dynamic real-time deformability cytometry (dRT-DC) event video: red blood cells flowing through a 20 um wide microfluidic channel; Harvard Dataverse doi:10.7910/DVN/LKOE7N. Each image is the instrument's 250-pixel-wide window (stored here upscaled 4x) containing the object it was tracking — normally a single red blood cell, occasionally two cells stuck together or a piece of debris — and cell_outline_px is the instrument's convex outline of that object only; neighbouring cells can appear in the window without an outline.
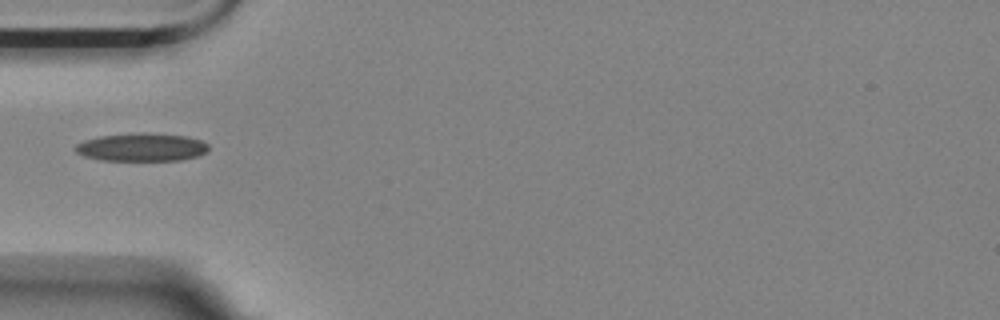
{"species": "Egyptian fruit bat (a non-hibernating species)", "species_latin": "Rousettus aegyptiacus", "temperature_condition": "room temperature", "stored_images_in_passage": 2, "camera_frame_rate_fps": 3000, "um_per_image_px": 0.085, "animal": {"sex": "female"}, "frame": {"image": 1, "passage_image": 1, "time_ms": 0.0, "image_size_px": [1000, 320], "cell_outline_px": [[208, 152], [196, 156], [180, 160], [100, 160], [84, 156], [76, 152], [76, 144], [84, 140], [100, 136], [140, 132], [188, 136], [200, 140], [208, 144]], "centroid_in_image_um": [12.05, 12.51], "position_along_channel_um": 73.0, "area_um2": 21.73}}
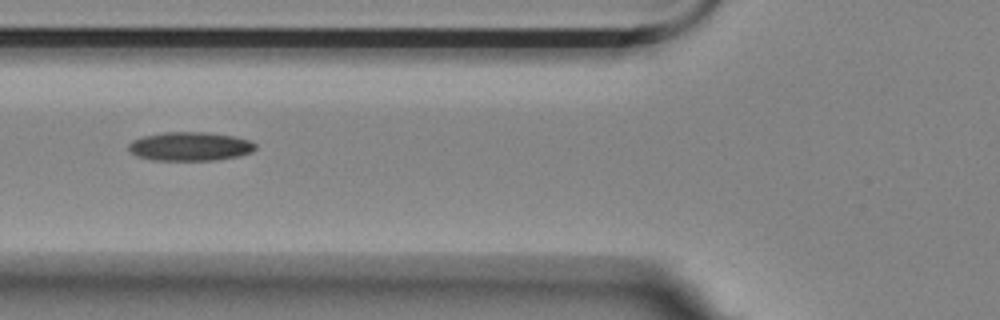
{"frame": {"image": 2, "passage_image": 2, "time_ms": 1.0, "image_size_px": [1000, 320], "cell_outline_px": [[256, 148], [252, 152], [236, 156], [216, 160], [152, 160], [140, 156], [132, 152], [128, 148], [128, 144], [132, 140], [144, 136], [164, 132], [208, 132], [232, 136], [248, 140], [256, 144]], "centroid_in_image_um": [16.15, 12.44], "position_along_channel_um": 109.6, "area_um2": 21.1}}